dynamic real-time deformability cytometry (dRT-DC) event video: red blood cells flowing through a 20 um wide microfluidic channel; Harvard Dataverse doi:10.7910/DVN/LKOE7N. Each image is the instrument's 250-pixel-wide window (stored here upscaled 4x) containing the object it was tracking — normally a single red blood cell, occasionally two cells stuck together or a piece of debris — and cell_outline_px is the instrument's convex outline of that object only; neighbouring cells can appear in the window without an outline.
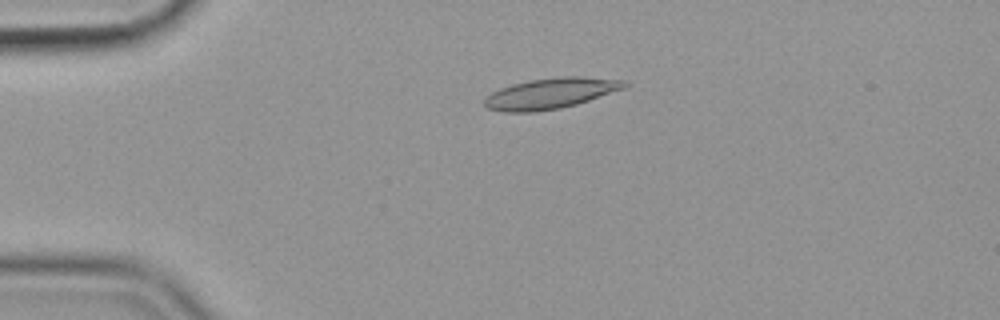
{"species": "common noctule bat (a hibernating species)", "species_latin": "Nyctalus noctula", "temperature_condition": "cold", "stored_images_in_passage": 48, "camera_frame_rate_fps": 3000, "um_per_image_px": 0.085, "animal": {"sex": "female", "body_mass_g": 19.9}, "frame": {"image": 1, "passage_image": 4, "time_ms": 1.0, "image_size_px": [1000, 320], "cell_outline_px": [[628, 84], [624, 88], [576, 104], [560, 108], [536, 112], [504, 112], [488, 108], [484, 104], [484, 96], [500, 88], [512, 84], [528, 80], [560, 76], [584, 76], [628, 80]], "centroid_in_image_um": [46.79, 7.92], "position_along_channel_um": 38.2, "area_um2": 25.2}}
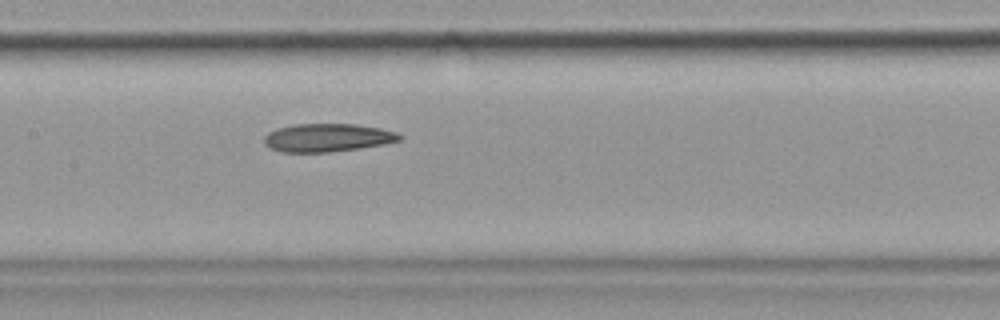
{"frame": {"image": 2, "passage_image": 19, "time_ms": 6.0, "image_size_px": [1000, 320], "cell_outline_px": [[404, 136], [400, 140], [384, 144], [360, 148], [328, 152], [280, 152], [268, 148], [264, 144], [264, 136], [268, 132], [276, 128], [292, 124], [356, 124], [380, 128], [396, 132]], "centroid_in_image_um": [27.8, 11.7], "position_along_channel_um": 179.6, "area_um2": 22.43}}
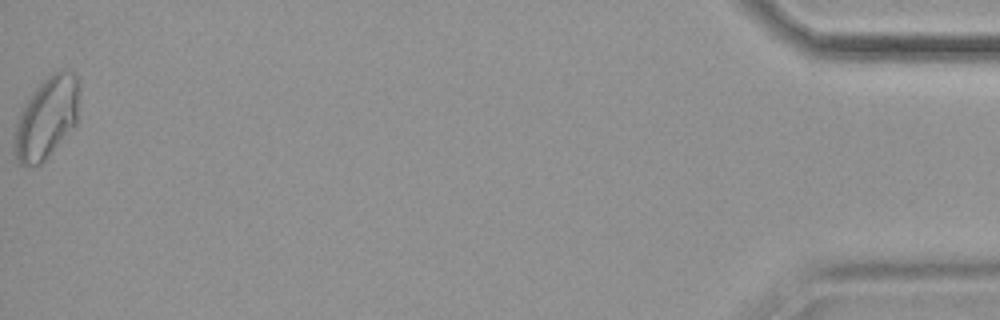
{"frame": {"image": 3, "passage_image": 48, "time_ms": 15.667, "image_size_px": [1000, 320], "cell_outline_px": [[80, 84], [76, 124], [44, 160], [40, 164], [24, 168], [16, 160], [12, 148], [12, 140], [20, 108], [28, 96], [52, 72], [60, 68], [64, 68], [76, 72], [80, 80]], "centroid_in_image_um": [3.94, 9.98], "position_along_channel_um": 431.3, "area_um2": 31.73}, "authors_computed_cell_mechanics": {"area_um2": 23.2934, "velocity_mm_per_s": 3.5595, "shape_relaxation_time_tau1_ms": 5.2347, "shape_relaxation_time_tau2_ms": 9.4844, "deformation_change_tau1": 0.1447, "deformation_change_tau2": 0.194}}